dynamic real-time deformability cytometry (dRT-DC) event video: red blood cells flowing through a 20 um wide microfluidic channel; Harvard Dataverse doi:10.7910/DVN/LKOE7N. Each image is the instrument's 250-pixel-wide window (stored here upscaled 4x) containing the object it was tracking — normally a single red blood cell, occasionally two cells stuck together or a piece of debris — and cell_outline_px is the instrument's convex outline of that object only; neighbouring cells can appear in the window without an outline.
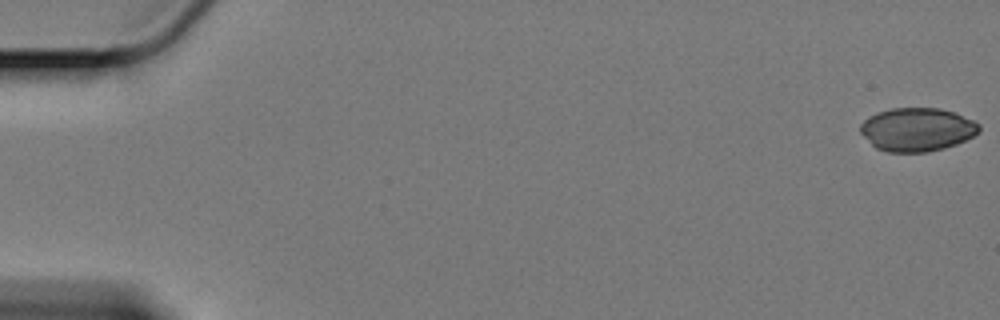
{"species": "Egyptian fruit bat (a non-hibernating species)", "species_latin": "Rousettus aegyptiacus", "temperature_condition": "cold", "stored_images_in_passage": 60, "camera_frame_rate_fps": 3000, "um_per_image_px": 0.085, "animal": {"sex": "female"}, "frame": {"image": 1, "passage_image": 1, "time_ms": 0.0, "image_size_px": [1000, 320], "cell_outline_px": [[980, 132], [956, 144], [944, 148], [928, 152], [888, 152], [876, 148], [860, 132], [860, 124], [868, 116], [892, 108], [940, 108], [956, 112], [980, 124]], "centroid_in_image_um": [77.96, 11.0], "position_along_channel_um": 7.0, "area_um2": 30.06}}
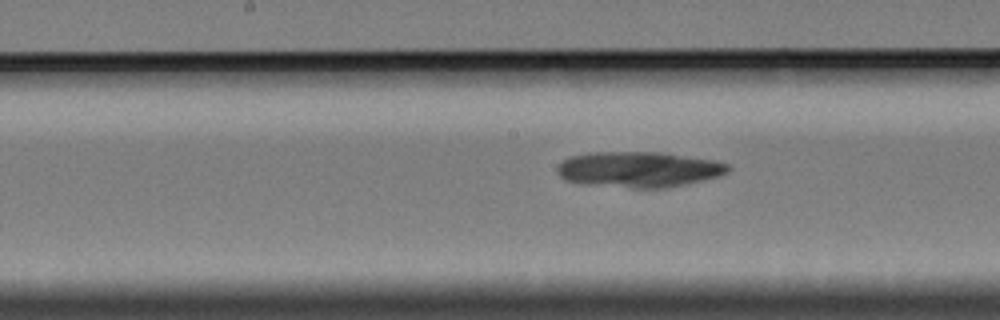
{"frame": {"image": 2, "passage_image": 31, "time_ms": 10.0, "image_size_px": [1000, 320], "cell_outline_px": [[732, 168], [728, 172], [720, 176], [704, 180], [668, 188], [632, 188], [564, 180], [556, 172], [556, 168], [564, 160], [572, 156], [588, 152], [660, 152], [716, 160], [728, 164]], "centroid_in_image_um": [54.37, 14.39], "position_along_channel_um": 193.8, "area_um2": 35.43}}
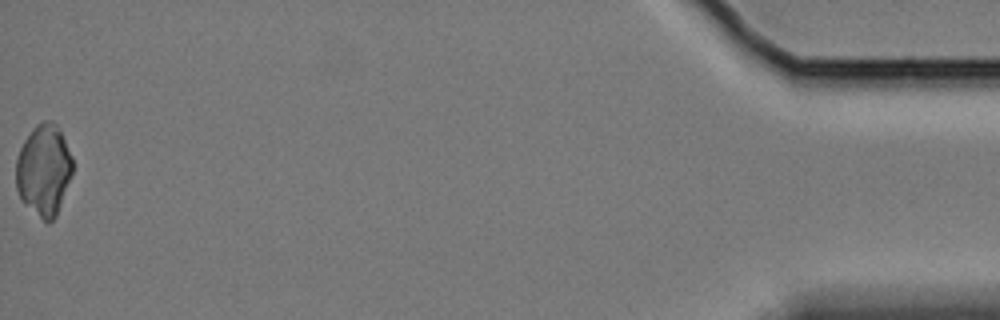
{"frame": {"image": 3, "passage_image": 60, "time_ms": 19.667, "image_size_px": [1000, 320], "cell_outline_px": [[72, 172], [56, 216], [48, 224], [24, 204], [20, 200], [16, 188], [16, 160], [20, 148], [24, 140], [32, 128], [36, 124], [44, 120], [52, 120], [56, 124], [72, 156]], "centroid_in_image_um": [3.7, 14.45], "position_along_channel_um": 431.5, "area_um2": 30.0}}